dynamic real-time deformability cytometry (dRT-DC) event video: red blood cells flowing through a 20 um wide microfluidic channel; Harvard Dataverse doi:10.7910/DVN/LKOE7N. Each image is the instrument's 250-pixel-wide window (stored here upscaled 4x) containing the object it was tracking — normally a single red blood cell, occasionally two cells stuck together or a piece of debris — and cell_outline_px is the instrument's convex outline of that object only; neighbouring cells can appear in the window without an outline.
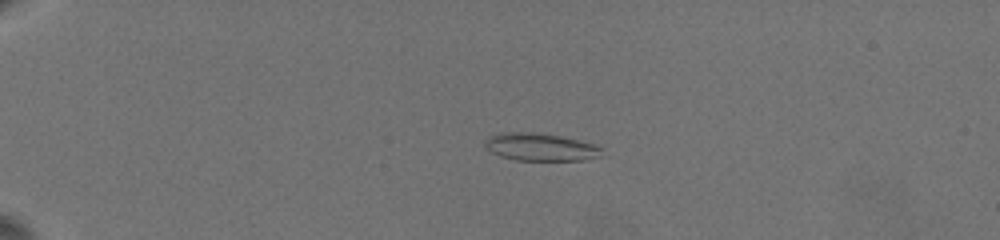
{"species": "common noctule bat (a hibernating species)", "species_latin": "Nyctalus noctula", "temperature_condition": "warm", "stored_images_in_passage": 24, "camera_frame_rate_fps": 3000, "um_per_image_px": 0.085, "animal": {"sex": "female", "body_mass_g": 19.5, "forearm_length_mm": 54.1}, "frame": {"image": 1, "passage_image": 10, "time_ms": 5.0, "image_size_px": [1000, 240], "cell_outline_px": [[604, 148], [600, 156], [584, 160], [516, 160], [500, 156], [492, 152], [484, 144], [484, 140], [488, 136], [500, 132], [532, 132], [560, 136], [592, 144]], "centroid_in_image_um": [45.9, 12.49], "position_along_channel_um": 39.1, "area_um2": 18.73}}
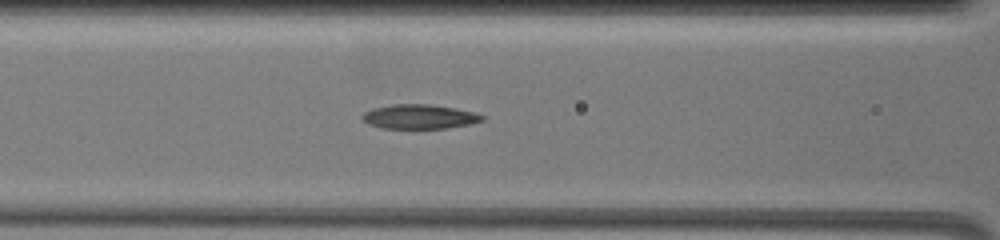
{"frame": {"image": 2, "passage_image": 18, "time_ms": 9.667, "image_size_px": [1000, 240], "cell_outline_px": [[484, 120], [468, 124], [448, 128], [380, 128], [368, 124], [360, 116], [364, 112], [372, 108], [392, 104], [432, 104], [456, 108], [476, 112], [484, 116]], "centroid_in_image_um": [35.64, 9.9], "position_along_channel_um": 131.0, "area_um2": 17.17}}
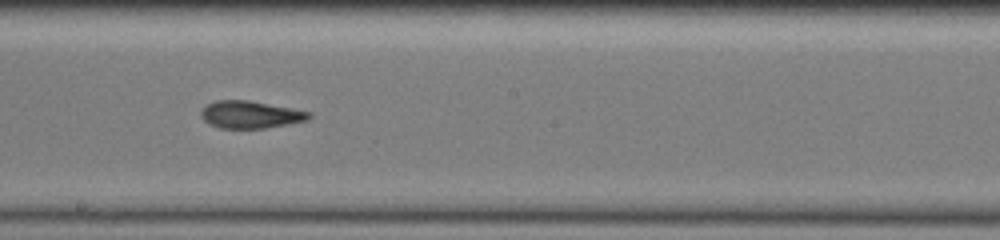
{"frame": {"image": 3, "passage_image": 23, "time_ms": 12.333, "image_size_px": [1000, 240], "cell_outline_px": [[312, 116], [308, 120], [288, 124], [264, 128], [220, 128], [208, 124], [200, 116], [200, 112], [208, 104], [216, 100], [248, 100], [292, 108], [312, 112]], "centroid_in_image_um": [21.29, 9.74], "position_along_channel_um": 226.9, "area_um2": 17.22}}